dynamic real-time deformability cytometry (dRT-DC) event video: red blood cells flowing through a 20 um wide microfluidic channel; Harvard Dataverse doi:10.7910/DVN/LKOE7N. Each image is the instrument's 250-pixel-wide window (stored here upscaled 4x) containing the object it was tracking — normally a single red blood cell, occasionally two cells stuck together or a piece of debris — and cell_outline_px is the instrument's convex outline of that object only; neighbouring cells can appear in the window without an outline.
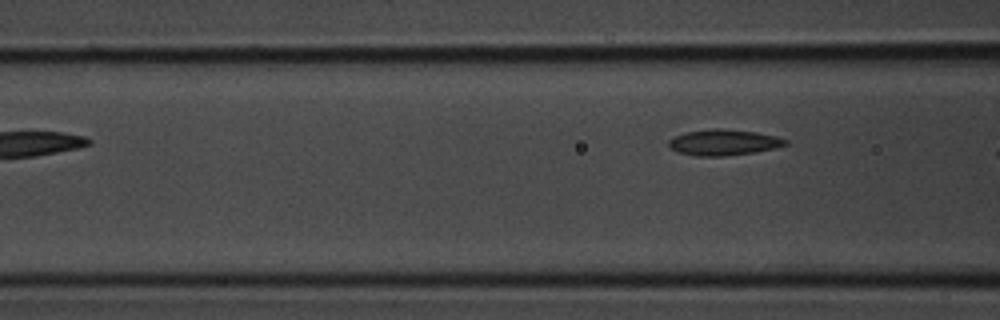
{"species": "common noctule bat (a hibernating species)", "species_latin": "Nyctalus noctula", "temperature_condition": "room temperature", "stored_images_in_passage": 3, "camera_frame_rate_fps": 3000, "um_per_image_px": 0.085, "animal": {"sex": "male", "body_mass_g": 20.1, "forearm_length_mm": 53.5}, "frame": {"image": 1, "passage_image": 3, "time_ms": 0.667, "image_size_px": [1000, 320], "cell_outline_px": [[788, 144], [756, 152], [724, 156], [696, 156], [676, 152], [668, 148], [668, 140], [684, 132], [712, 128], [720, 128], [756, 132], [776, 136], [788, 140]], "centroid_in_image_um": [61.46, 12.1], "position_along_channel_um": 105.1, "area_um2": 17.74}}